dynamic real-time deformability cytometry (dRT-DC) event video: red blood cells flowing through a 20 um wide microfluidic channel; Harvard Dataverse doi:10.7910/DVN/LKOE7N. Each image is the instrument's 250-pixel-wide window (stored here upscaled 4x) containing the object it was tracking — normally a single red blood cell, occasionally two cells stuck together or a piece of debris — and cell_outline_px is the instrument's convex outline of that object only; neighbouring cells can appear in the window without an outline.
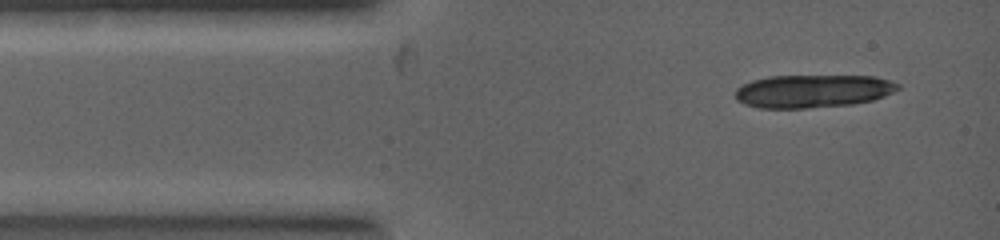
{"species": "common noctule bat (a hibernating species)", "species_latin": "Nyctalus noctula", "temperature_condition": "warm", "stored_images_in_passage": 1, "camera_frame_rate_fps": 5000, "um_per_image_px": 0.085, "animal": {"sex": "female", "body_mass_g": 19.0, "forearm_length_mm": 53.3}, "frame": {"image": 1, "passage_image": 1, "time_ms": 0.0, "image_size_px": [1000, 240], "cell_outline_px": [[900, 88], [884, 96], [872, 100], [852, 104], [804, 108], [760, 108], [744, 104], [736, 100], [736, 88], [752, 80], [768, 76], [872, 76], [888, 80], [900, 84]], "centroid_in_image_um": [69.07, 7.74], "position_along_channel_um": 15.9, "area_um2": 31.15}}